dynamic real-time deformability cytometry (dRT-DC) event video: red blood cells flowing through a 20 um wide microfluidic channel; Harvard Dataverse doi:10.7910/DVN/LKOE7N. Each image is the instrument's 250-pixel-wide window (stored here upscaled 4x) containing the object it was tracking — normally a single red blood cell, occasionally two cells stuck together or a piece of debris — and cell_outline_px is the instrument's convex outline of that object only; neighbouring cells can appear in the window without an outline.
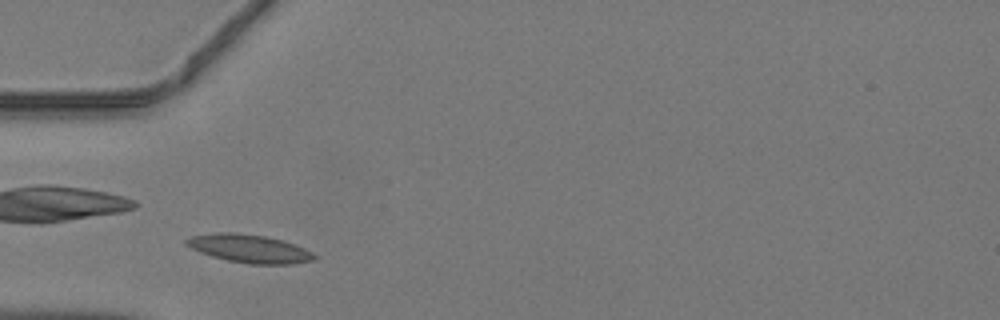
{"species": "common noctule bat (a hibernating species)", "species_latin": "Nyctalus noctula", "temperature_condition": "warm", "stored_images_in_passage": 35, "camera_frame_rate_fps": 3000, "um_per_image_px": 0.085, "animal": {"sex": "male", "body_mass_g": 19.2, "forearm_length_mm": 51.8}, "frame": {"image": 1, "passage_image": 3, "time_ms": 0.667, "image_size_px": [1000, 320], "cell_outline_px": [[316, 260], [292, 264], [248, 264], [228, 260], [212, 256], [200, 252], [184, 244], [184, 240], [192, 236], [220, 232], [232, 232], [264, 236], [284, 240], [304, 248], [312, 252], [316, 256]], "centroid_in_image_um": [21.21, 21.13], "position_along_channel_um": 63.8, "area_um2": 20.98}}
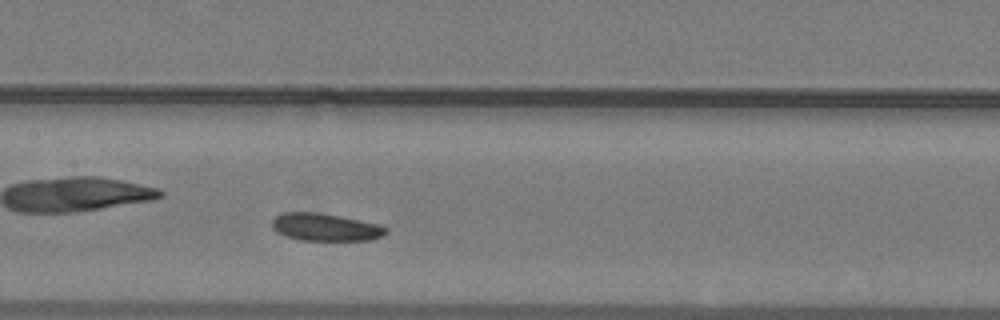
{"frame": {"image": 2, "passage_image": 11, "time_ms": 3.333, "image_size_px": [1000, 320], "cell_outline_px": [[388, 232], [372, 240], [300, 240], [284, 236], [276, 232], [272, 228], [272, 220], [276, 216], [284, 212], [316, 212], [340, 216], [380, 224], [388, 228]], "centroid_in_image_um": [27.65, 19.31], "position_along_channel_um": 179.8, "area_um2": 18.38}}
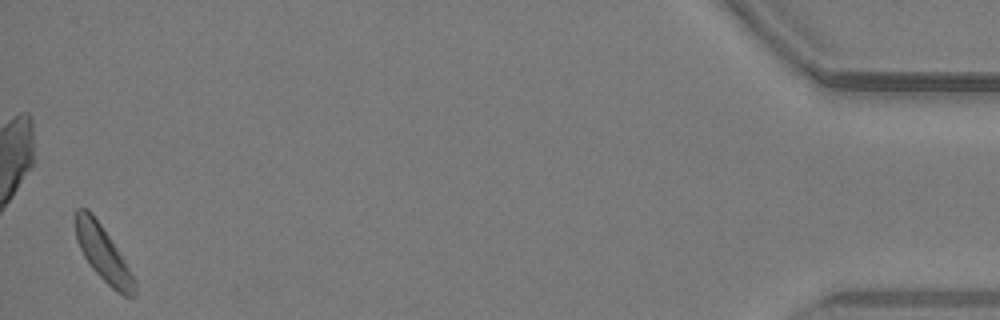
{"frame": {"image": 3, "passage_image": 34, "time_ms": 11.0, "image_size_px": [1000, 320], "cell_outline_px": [[136, 296], [124, 296], [116, 292], [92, 268], [84, 256], [76, 240], [76, 208], [88, 208], [92, 212], [124, 260], [136, 280]], "centroid_in_image_um": [8.78, 21.58], "position_along_channel_um": 426.4, "area_um2": 18.61}}